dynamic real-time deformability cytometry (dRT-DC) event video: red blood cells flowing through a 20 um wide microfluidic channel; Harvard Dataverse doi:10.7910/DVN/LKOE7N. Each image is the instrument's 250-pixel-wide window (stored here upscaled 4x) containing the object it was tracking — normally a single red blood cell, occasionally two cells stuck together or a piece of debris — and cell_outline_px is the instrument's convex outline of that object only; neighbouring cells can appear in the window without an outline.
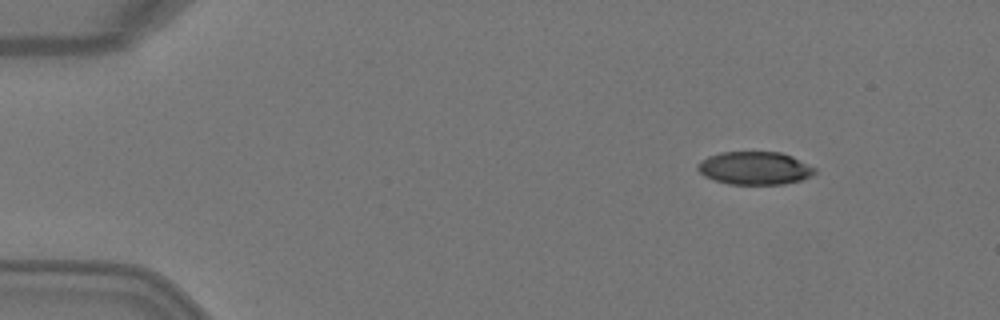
{"species": "Egyptian fruit bat (a non-hibernating species)", "species_latin": "Rousettus aegyptiacus", "temperature_condition": "warm", "stored_images_in_passage": 3, "camera_frame_rate_fps": 3000, "um_per_image_px": 0.085, "animal": {"sex": "female"}, "frame": {"image": 1, "passage_image": 1, "time_ms": 0.0, "image_size_px": [1000, 320], "cell_outline_px": [[816, 172], [812, 176], [800, 180], [784, 184], [728, 184], [704, 176], [696, 168], [696, 164], [700, 160], [708, 156], [720, 152], [780, 152], [792, 156], [816, 168]], "centroid_in_image_um": [64.14, 14.29], "position_along_channel_um": 20.9, "area_um2": 22.6}}
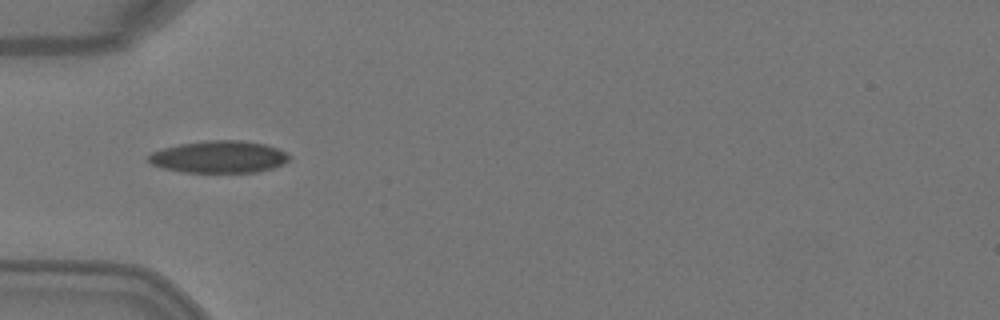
{"frame": {"image": 2, "passage_image": 3, "time_ms": 0.667, "image_size_px": [1000, 320], "cell_outline_px": [[292, 156], [284, 164], [272, 168], [256, 172], [184, 172], [164, 168], [152, 164], [148, 160], [148, 156], [152, 152], [164, 148], [180, 144], [208, 140], [244, 140], [264, 144], [288, 152]], "centroid_in_image_um": [18.66, 13.33], "position_along_channel_um": 66.3, "area_um2": 26.3}}